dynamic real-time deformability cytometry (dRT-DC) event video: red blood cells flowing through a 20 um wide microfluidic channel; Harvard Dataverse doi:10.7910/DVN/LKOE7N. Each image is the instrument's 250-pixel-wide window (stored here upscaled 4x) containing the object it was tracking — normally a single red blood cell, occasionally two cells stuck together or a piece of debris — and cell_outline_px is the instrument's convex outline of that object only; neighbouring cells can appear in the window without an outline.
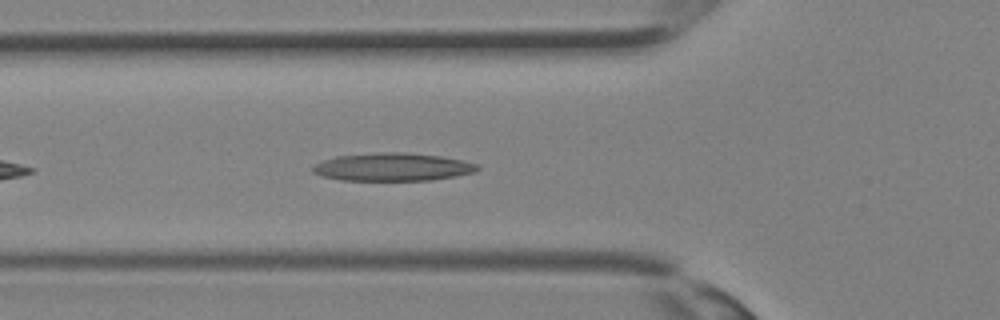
{"species": "Egyptian fruit bat (a non-hibernating species)", "species_latin": "Rousettus aegyptiacus", "temperature_condition": "room temperature", "stored_images_in_passage": 25, "camera_frame_rate_fps": 3000, "um_per_image_px": 0.085, "animal": {"sex": "female"}, "frame": {"image": 1, "passage_image": 2, "time_ms": 0.333, "image_size_px": [1000, 320], "cell_outline_px": [[480, 168], [476, 172], [456, 176], [432, 180], [340, 180], [320, 176], [312, 172], [312, 168], [316, 164], [324, 160], [336, 156], [388, 152], [404, 152], [440, 156], [464, 160], [480, 164]], "centroid_in_image_um": [33.42, 14.2], "position_along_channel_um": 92.4, "area_um2": 26.88}}
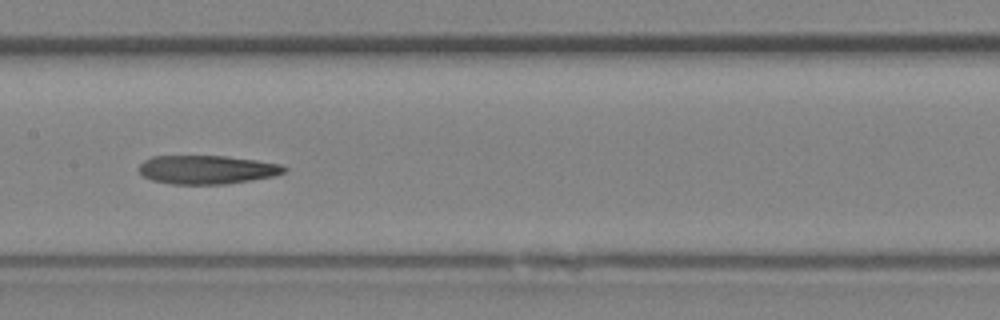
{"frame": {"image": 2, "passage_image": 7, "time_ms": 2.0, "image_size_px": [1000, 320], "cell_outline_px": [[288, 168], [284, 172], [272, 176], [252, 180], [224, 184], [172, 184], [152, 180], [144, 176], [136, 168], [144, 160], [152, 156], [228, 156], [284, 164]], "centroid_in_image_um": [17.59, 14.41], "position_along_channel_um": 189.8, "area_um2": 24.39}}
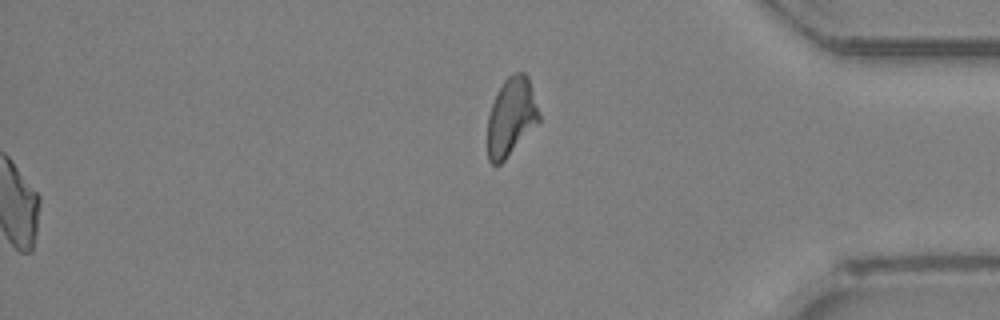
{"frame": {"image": 3, "passage_image": 25, "time_ms": 8.0, "image_size_px": [1000, 320], "cell_outline_px": [[540, 120], [504, 160], [500, 164], [492, 164], [488, 160], [488, 116], [496, 92], [504, 80], [512, 72], [524, 72], [528, 76], [540, 116]], "centroid_in_image_um": [43.43, 9.89], "position_along_channel_um": 391.8, "area_um2": 23.18}}